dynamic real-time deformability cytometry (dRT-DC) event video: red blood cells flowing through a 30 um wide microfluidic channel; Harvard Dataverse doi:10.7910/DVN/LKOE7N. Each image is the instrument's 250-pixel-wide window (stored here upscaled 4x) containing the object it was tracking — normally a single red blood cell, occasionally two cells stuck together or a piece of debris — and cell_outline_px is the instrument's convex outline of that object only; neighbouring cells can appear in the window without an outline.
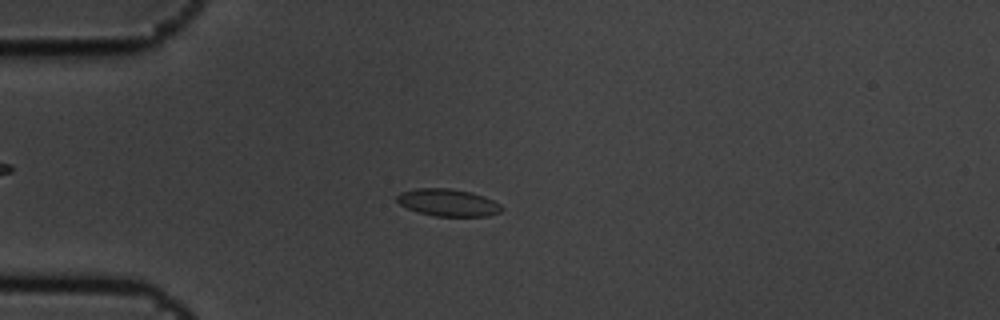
{"species": "common noctule bat (a hibernating species)", "species_latin": "Nyctalus noctula", "temperature_condition": "cold", "stored_images_in_passage": 10, "camera_frame_rate_fps": 3000, "um_per_image_px": 0.085, "animal": {"sex": "male", "body_mass_g": 19.5, "forearm_length_mm": 54.6}, "frame": {"image": 1, "passage_image": 3, "time_ms": 0.667, "image_size_px": [1000, 320], "cell_outline_px": [[504, 208], [500, 212], [488, 216], [432, 216], [416, 212], [400, 204], [396, 200], [396, 196], [400, 192], [416, 188], [448, 188], [472, 192], [484, 196], [500, 204]], "centroid_in_image_um": [38.07, 17.22], "position_along_channel_um": 46.9, "area_um2": 16.76}}
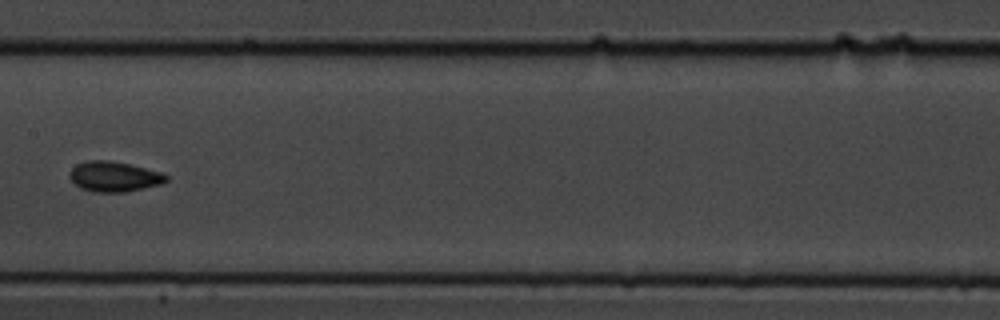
{"frame": {"image": 2, "passage_image": 7, "time_ms": 2.0, "image_size_px": [1000, 320], "cell_outline_px": [[168, 180], [160, 184], [124, 192], [92, 192], [80, 188], [68, 176], [68, 172], [76, 164], [88, 160], [108, 160], [128, 164], [160, 172], [168, 176]], "centroid_in_image_um": [9.65, 15.01], "position_along_channel_um": 197.8, "area_um2": 16.88}}
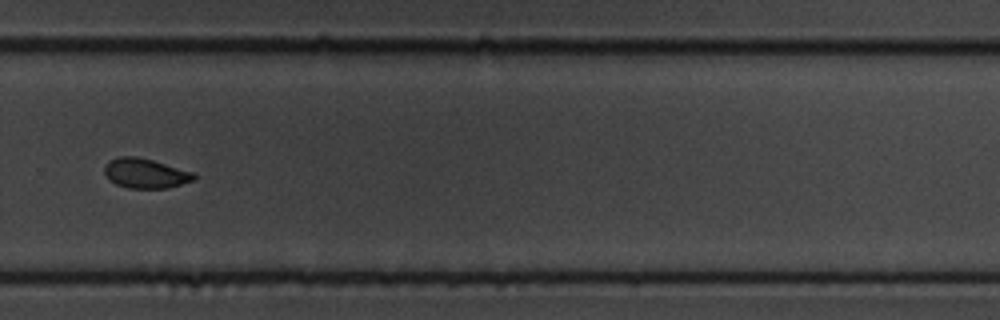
{"frame": {"image": 3, "passage_image": 10, "time_ms": 3.0, "image_size_px": [1000, 320], "cell_outline_px": [[196, 180], [168, 188], [128, 188], [116, 184], [108, 180], [104, 172], [104, 168], [108, 160], [120, 156], [136, 156], [152, 160], [196, 172]], "centroid_in_image_um": [12.38, 14.73], "position_along_channel_um": 317.4, "area_um2": 15.78}}